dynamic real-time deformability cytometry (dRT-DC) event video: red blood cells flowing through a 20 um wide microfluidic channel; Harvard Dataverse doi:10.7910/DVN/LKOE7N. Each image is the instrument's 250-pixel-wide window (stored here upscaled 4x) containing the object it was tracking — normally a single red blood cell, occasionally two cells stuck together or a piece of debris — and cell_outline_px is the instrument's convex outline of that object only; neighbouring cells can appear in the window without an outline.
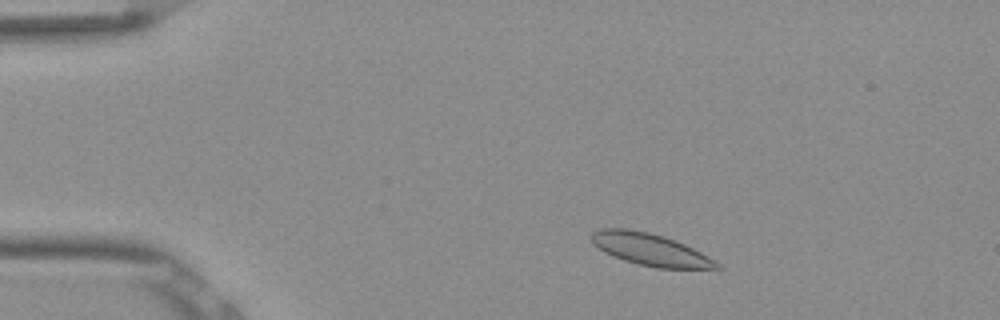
{"species": "Egyptian fruit bat (a non-hibernating species)", "species_latin": "Rousettus aegyptiacus", "temperature_condition": "room temperature", "stored_images_in_passage": 50, "camera_frame_rate_fps": 3000, "um_per_image_px": 0.085, "frame": {"image": 1, "passage_image": 6, "time_ms": 1.667, "image_size_px": [1000, 320], "cell_outline_px": [[724, 268], [656, 268], [624, 260], [612, 256], [604, 252], [592, 244], [588, 236], [592, 232], [600, 228], [628, 228], [648, 232], [664, 236], [684, 244], [716, 260]], "centroid_in_image_um": [55.21, 21.19], "position_along_channel_um": 29.8, "area_um2": 23.52}}
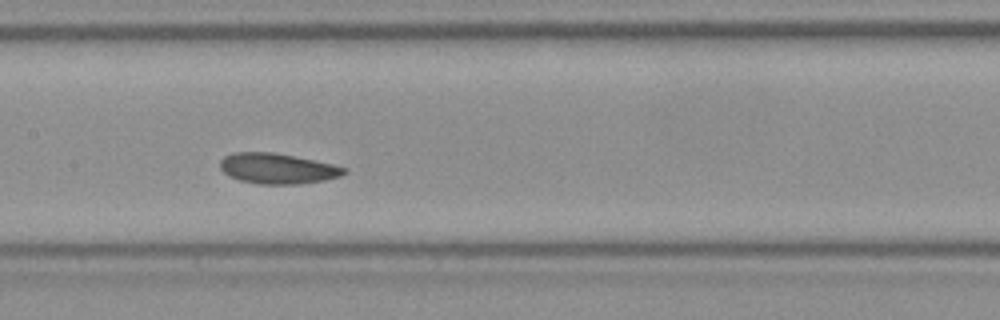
{"frame": {"image": 2, "passage_image": 23, "time_ms": 7.333, "image_size_px": [1000, 320], "cell_outline_px": [[348, 172], [340, 176], [324, 180], [300, 184], [256, 184], [240, 180], [228, 176], [220, 168], [220, 160], [224, 156], [232, 152], [272, 152], [332, 164], [348, 168]], "centroid_in_image_um": [23.56, 14.33], "position_along_channel_um": 183.8, "area_um2": 22.02}}
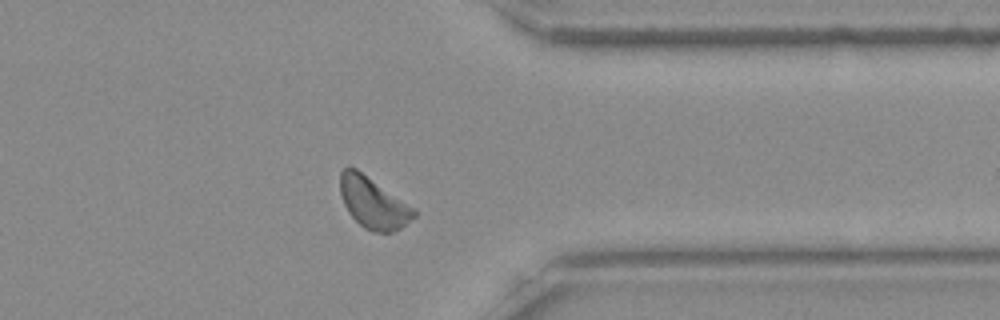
{"frame": {"image": 3, "passage_image": 39, "time_ms": 12.667, "image_size_px": [1000, 320], "cell_outline_px": [[416, 216], [400, 228], [392, 232], [372, 232], [364, 228], [348, 212], [344, 204], [340, 192], [340, 172], [348, 164], [356, 168], [416, 208]], "centroid_in_image_um": [31.72, 17.22], "position_along_channel_um": 379.7, "area_um2": 22.14}, "authors_computed_cell_mechanics": {"area_um2": 22.0218, "velocity_mm_per_s": 3.8039, "shape_relaxation_time_tau1_ms": null, "shape_relaxation_time_tau2_ms": 7.3246, "deformation_change_tau1": null, "deformation_change_tau2": 0.114}}